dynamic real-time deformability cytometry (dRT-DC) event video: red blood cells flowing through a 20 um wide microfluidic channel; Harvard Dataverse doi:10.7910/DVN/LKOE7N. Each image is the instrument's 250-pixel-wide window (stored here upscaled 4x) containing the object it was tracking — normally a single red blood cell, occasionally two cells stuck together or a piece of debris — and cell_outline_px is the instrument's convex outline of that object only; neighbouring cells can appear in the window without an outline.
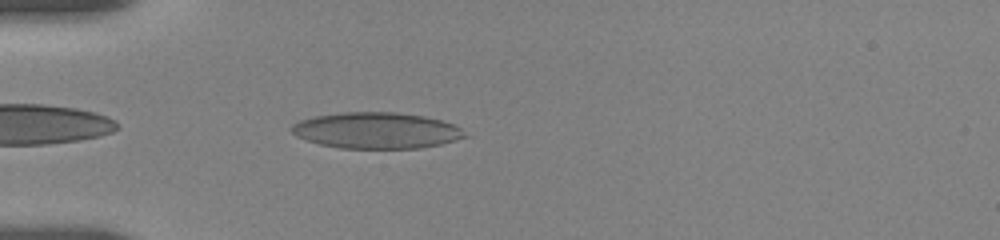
{"species": "human", "species_latin": "Homo sapiens", "temperature_condition": "room temperature", "stored_images_in_passage": 13, "camera_frame_rate_fps": 3000, "um_per_image_px": 0.085, "donor": {"sex": "female"}, "frame": {"image": 1, "passage_image": 8, "time_ms": 4.667, "image_size_px": [1000, 240], "cell_outline_px": [[472, 136], [440, 144], [420, 148], [340, 148], [320, 144], [296, 136], [288, 128], [292, 124], [300, 120], [316, 116], [340, 112], [396, 112], [424, 116], [440, 120], [452, 124], [460, 128]], "centroid_in_image_um": [32.01, 11.09], "position_along_channel_um": 53.0, "area_um2": 36.59}}
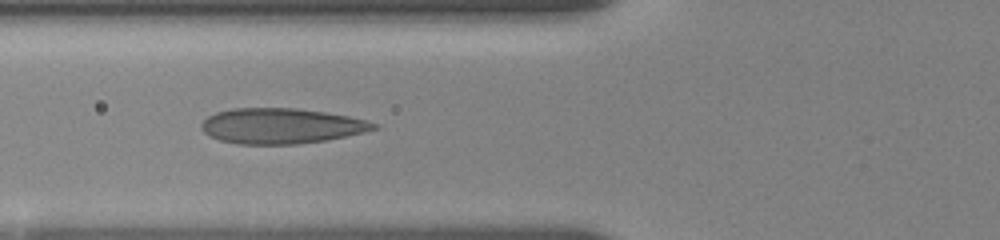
{"frame": {"image": 2, "passage_image": 11, "time_ms": 6.333, "image_size_px": [1000, 240], "cell_outline_px": [[380, 128], [364, 132], [324, 140], [296, 144], [236, 144], [220, 140], [208, 136], [200, 128], [200, 124], [208, 116], [216, 112], [232, 108], [296, 108], [324, 112], [348, 116], [380, 124]], "centroid_in_image_um": [23.87, 10.7], "position_along_channel_um": 101.9, "area_um2": 35.55}}
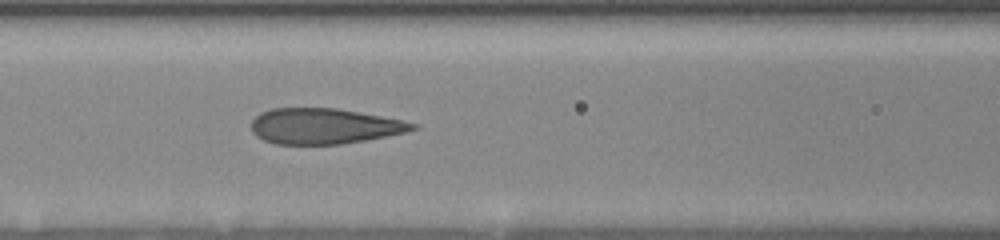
{"frame": {"image": 3, "passage_image": 13, "time_ms": 7.333, "image_size_px": [1000, 240], "cell_outline_px": [[420, 128], [404, 132], [364, 140], [340, 144], [276, 144], [264, 140], [256, 136], [252, 132], [252, 120], [260, 112], [272, 108], [340, 108], [404, 120], [420, 124]], "centroid_in_image_um": [27.57, 10.71], "position_along_channel_um": 139.0, "area_um2": 33.58}}